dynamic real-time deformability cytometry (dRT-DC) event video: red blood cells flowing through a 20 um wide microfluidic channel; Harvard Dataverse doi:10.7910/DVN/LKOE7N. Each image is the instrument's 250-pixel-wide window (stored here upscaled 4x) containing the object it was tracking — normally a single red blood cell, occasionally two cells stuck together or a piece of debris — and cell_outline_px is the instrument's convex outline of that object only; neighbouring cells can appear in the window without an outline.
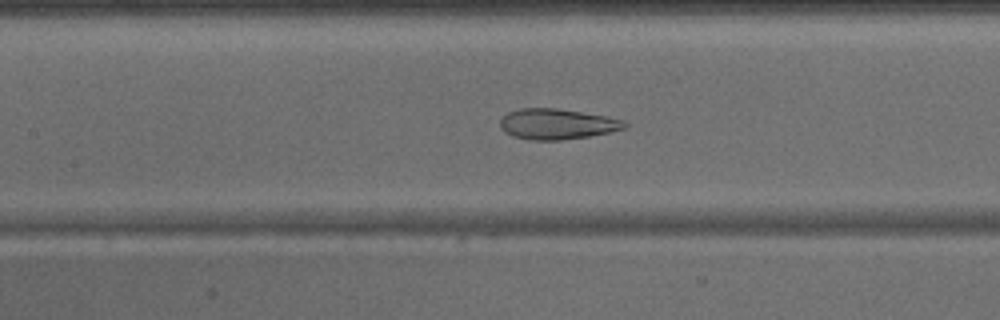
{"species": "common noctule bat (a hibernating species)", "species_latin": "Nyctalus noctula", "temperature_condition": "warm", "stored_images_in_passage": 41, "camera_frame_rate_fps": 3000, "um_per_image_px": 0.085, "animal": {"sex": "male", "body_mass_g": 15.6}, "frame": {"image": 1, "passage_image": 20, "time_ms": 6.333, "image_size_px": [1000, 320], "cell_outline_px": [[628, 124], [624, 128], [612, 132], [588, 136], [560, 140], [528, 140], [512, 136], [504, 132], [500, 128], [500, 120], [508, 112], [520, 108], [556, 108], [604, 116], [624, 120]], "centroid_in_image_um": [47.31, 10.55], "position_along_channel_um": 160.1, "area_um2": 22.14}}
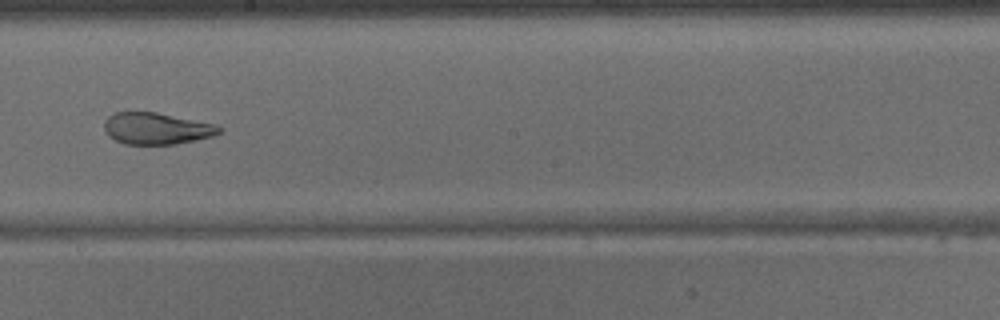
{"frame": {"image": 2, "passage_image": 25, "time_ms": 8.0, "image_size_px": [1000, 320], "cell_outline_px": [[224, 132], [212, 136], [196, 140], [176, 144], [124, 144], [108, 136], [104, 132], [104, 120], [112, 112], [156, 112], [216, 124], [224, 128]], "centroid_in_image_um": [13.32, 10.92], "position_along_channel_um": 234.9, "area_um2": 21.5}}
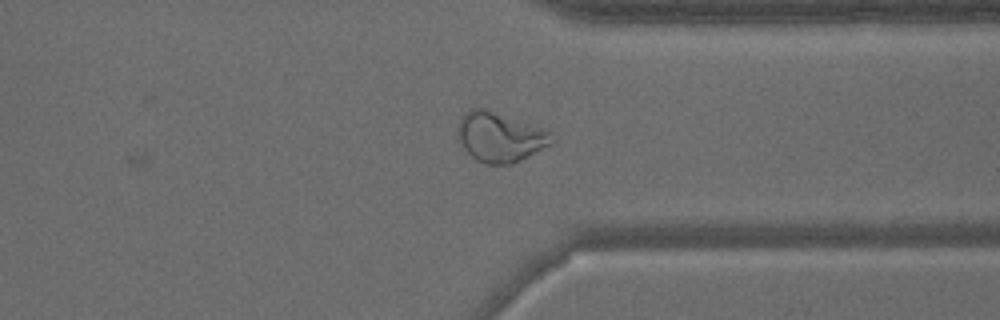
{"frame": {"image": 3, "passage_image": 34, "time_ms": 11.0, "image_size_px": [1000, 320], "cell_outline_px": [[556, 140], [552, 144], [512, 164], [484, 164], [476, 160], [464, 148], [456, 136], [456, 128], [464, 112], [468, 108], [484, 108], [544, 128], [552, 132]], "centroid_in_image_um": [42.5, 11.64], "position_along_channel_um": 368.9, "area_um2": 27.51}}